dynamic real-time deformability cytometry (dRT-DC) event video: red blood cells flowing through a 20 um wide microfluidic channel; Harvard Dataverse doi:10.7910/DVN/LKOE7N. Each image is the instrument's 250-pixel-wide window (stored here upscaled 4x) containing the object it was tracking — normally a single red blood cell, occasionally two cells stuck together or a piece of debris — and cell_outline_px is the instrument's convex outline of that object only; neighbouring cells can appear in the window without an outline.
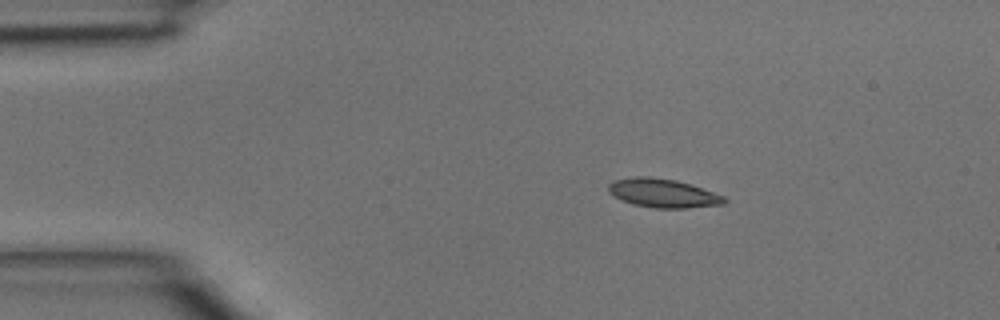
{"species": "common noctule bat (a hibernating species)", "species_latin": "Nyctalus noctula", "temperature_condition": "room temperature", "stored_images_in_passage": 4, "camera_frame_rate_fps": 3000, "um_per_image_px": 0.085, "animal": {"sex": "male", "body_mass_g": 15.6}, "frame": {"image": 1, "passage_image": 2, "time_ms": 0.333, "image_size_px": [1000, 320], "cell_outline_px": [[728, 200], [724, 204], [688, 208], [656, 208], [632, 204], [608, 192], [608, 184], [616, 180], [636, 176], [648, 176], [676, 180], [724, 196]], "centroid_in_image_um": [56.36, 16.42], "position_along_channel_um": 28.6, "area_um2": 19.13}}